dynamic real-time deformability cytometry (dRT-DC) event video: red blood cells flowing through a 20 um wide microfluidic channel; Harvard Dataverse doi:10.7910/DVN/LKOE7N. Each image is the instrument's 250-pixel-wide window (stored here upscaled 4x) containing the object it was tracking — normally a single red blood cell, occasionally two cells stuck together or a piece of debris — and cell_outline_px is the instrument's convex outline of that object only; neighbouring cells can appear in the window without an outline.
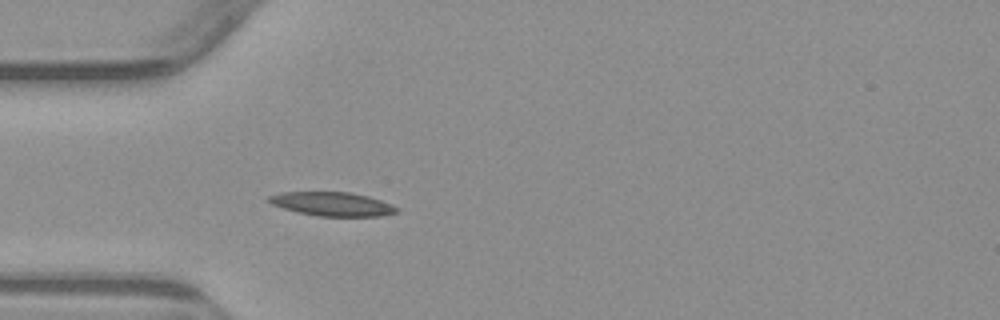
{"species": "common noctule bat (a hibernating species)", "species_latin": "Nyctalus noctula", "temperature_condition": "warm", "stored_images_in_passage": 5, "camera_frame_rate_fps": 3000, "um_per_image_px": 0.085, "animal": {"sex": "male", "body_mass_g": 23.1, "forearm_length_mm": 52.7}, "frame": {"image": 1, "passage_image": 5, "time_ms": 5.0, "image_size_px": [1000, 320], "cell_outline_px": [[400, 212], [380, 216], [320, 216], [296, 212], [272, 204], [268, 200], [268, 196], [280, 192], [348, 192], [368, 196], [392, 204], [400, 208]], "centroid_in_image_um": [28.28, 17.34], "position_along_channel_um": 56.7, "area_um2": 17.8}}